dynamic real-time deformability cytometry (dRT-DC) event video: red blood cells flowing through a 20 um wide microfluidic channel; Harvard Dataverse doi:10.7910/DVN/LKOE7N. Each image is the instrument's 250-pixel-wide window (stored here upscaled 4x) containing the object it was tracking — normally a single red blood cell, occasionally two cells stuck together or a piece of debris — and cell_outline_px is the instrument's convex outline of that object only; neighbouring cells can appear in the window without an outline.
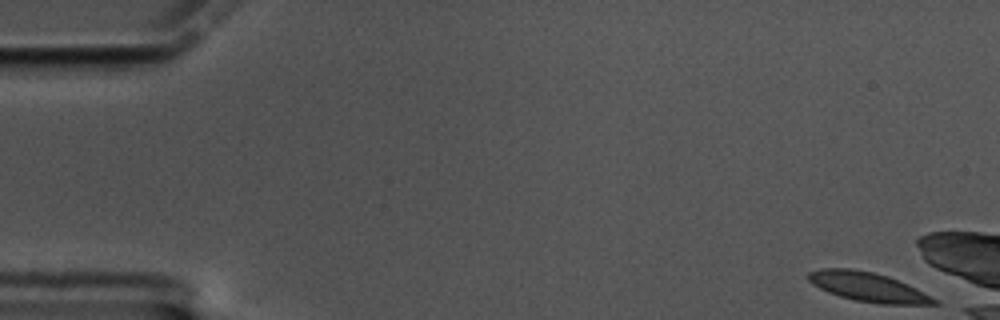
{"species": "common noctule bat (a hibernating species)", "species_latin": "Nyctalus noctula", "temperature_condition": "cold", "stored_images_in_passage": 15, "camera_frame_rate_fps": 3000, "um_per_image_px": 0.085, "animal": {"sex": "male", "body_mass_g": 17.5, "forearm_length_mm": 52.3}, "frame": {"image": 1, "passage_image": 1, "time_ms": 0.0, "image_size_px": [1000, 320], "cell_outline_px": [[940, 304], [880, 304], [856, 300], [840, 296], [828, 292], [812, 284], [808, 280], [808, 272], [820, 268], [852, 268], [872, 272], [888, 276], [908, 284], [940, 300]], "centroid_in_image_um": [73.8, 24.39], "position_along_channel_um": 11.2, "area_um2": 21.5}}